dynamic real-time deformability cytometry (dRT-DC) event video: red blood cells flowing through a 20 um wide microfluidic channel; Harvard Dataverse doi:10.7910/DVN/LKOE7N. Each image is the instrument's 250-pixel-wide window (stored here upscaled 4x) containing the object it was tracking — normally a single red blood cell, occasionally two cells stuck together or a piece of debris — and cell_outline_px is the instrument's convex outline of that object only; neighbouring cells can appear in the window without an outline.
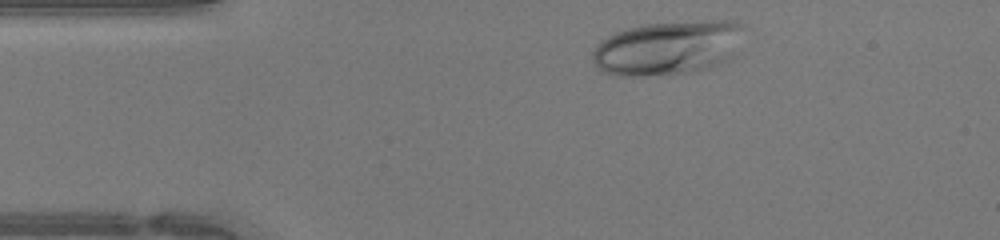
{"species": "human", "species_latin": "Homo sapiens", "temperature_condition": "warm", "stored_images_in_passage": 33, "camera_frame_rate_fps": 3000, "um_per_image_px": 0.085, "donor": {"sex": "female"}, "frame": {"image": 1, "passage_image": 2, "time_ms": 0.333, "image_size_px": [1000, 240], "cell_outline_px": [[748, 28], [732, 56], [720, 64], [708, 68], [672, 76], [616, 76], [600, 72], [596, 68], [592, 60], [592, 52], [596, 44], [600, 40], [616, 32], [628, 28], [644, 24], [712, 20], [732, 20], [744, 24]], "centroid_in_image_um": [56.77, 4.08], "position_along_channel_um": 28.2, "area_um2": 48.96}}
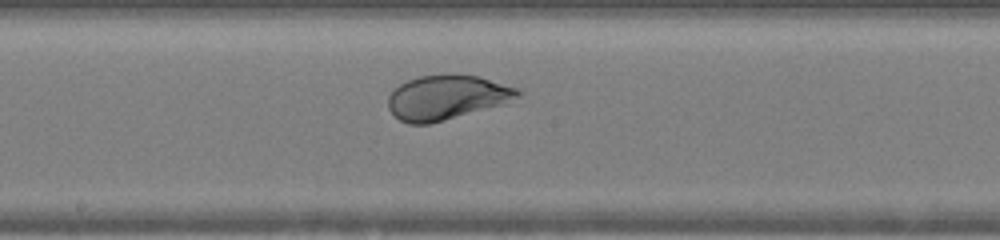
{"frame": {"image": 2, "passage_image": 18, "time_ms": 5.667, "image_size_px": [1000, 240], "cell_outline_px": [[524, 96], [508, 104], [428, 124], [408, 124], [400, 120], [388, 108], [388, 96], [400, 84], [408, 80], [420, 76], [480, 76], [520, 88], [524, 92]], "centroid_in_image_um": [38.09, 8.3], "position_along_channel_um": 210.1, "area_um2": 33.76}}
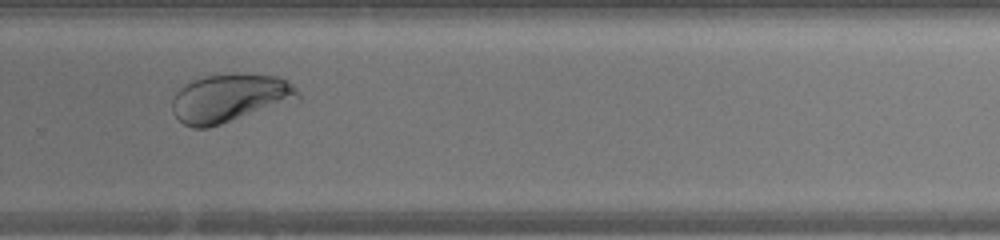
{"frame": {"image": 3, "passage_image": 25, "time_ms": 8.0, "image_size_px": [1000, 240], "cell_outline_px": [[300, 100], [208, 128], [192, 128], [184, 124], [172, 112], [172, 100], [176, 92], [184, 84], [192, 80], [204, 76], [232, 72], [236, 72], [280, 76], [288, 80], [300, 92]], "centroid_in_image_um": [19.57, 8.31], "position_along_channel_um": 310.2, "area_um2": 36.18}, "authors_computed_cell_mechanics": {"area_um2": 36.703, "velocity_mm_per_s": 4.3174, "shape_relaxation_time_tau1_ms": 3.0206, "shape_relaxation_time_tau2_ms": null, "deformation_change_tau1": 0.1473, "deformation_change_tau2": null}}